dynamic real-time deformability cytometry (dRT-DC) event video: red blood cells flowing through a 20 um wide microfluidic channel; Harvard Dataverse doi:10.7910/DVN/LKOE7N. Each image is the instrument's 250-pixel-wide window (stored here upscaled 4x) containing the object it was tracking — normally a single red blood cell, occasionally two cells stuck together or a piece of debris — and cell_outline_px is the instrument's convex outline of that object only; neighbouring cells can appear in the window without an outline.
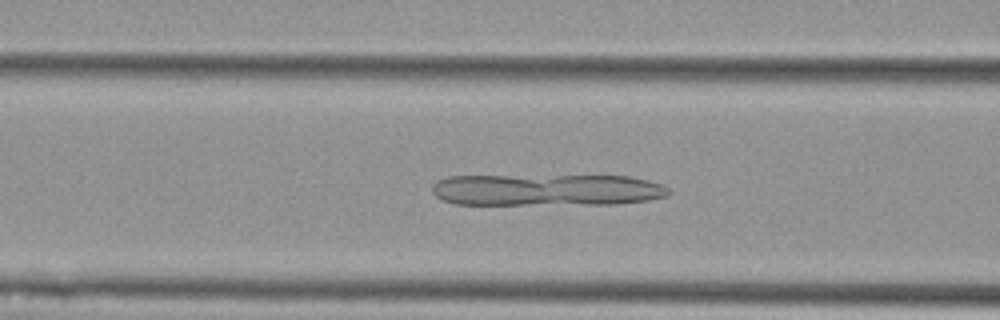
{"species": "Egyptian fruit bat (a non-hibernating species)", "species_latin": "Rousettus aegyptiacus", "temperature_condition": "cold", "stored_images_in_passage": 38, "camera_frame_rate_fps": 3000, "um_per_image_px": 0.085, "animal": {"sex": "female"}, "frame": {"image": 1, "passage_image": 16, "time_ms": 5.0, "image_size_px": [1000, 320], "cell_outline_px": [[668, 196], [648, 200], [616, 204], [456, 204], [440, 200], [432, 192], [432, 184], [436, 180], [448, 176], [628, 176], [648, 180], [660, 184], [668, 188]], "centroid_in_image_um": [46.43, 16.14], "position_along_channel_um": 120.2, "area_um2": 43.99}}
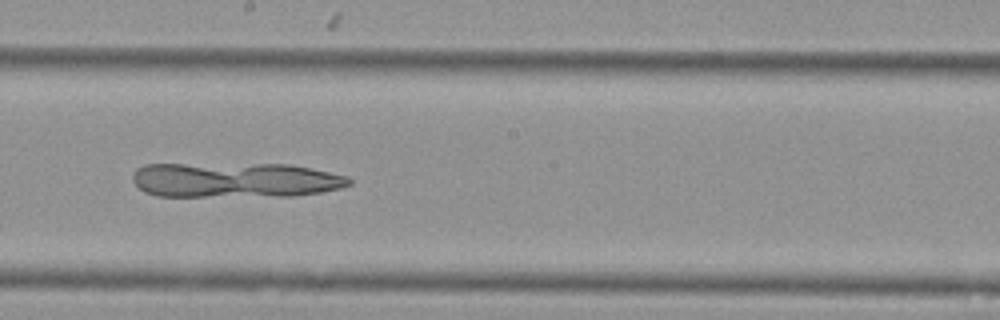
{"frame": {"image": 2, "passage_image": 25, "time_ms": 8.0, "image_size_px": [1000, 320], "cell_outline_px": [[352, 184], [340, 188], [320, 192], [292, 196], [156, 196], [144, 192], [132, 180], [132, 176], [136, 168], [144, 164], [288, 164], [348, 176], [352, 180]], "centroid_in_image_um": [19.96, 15.3], "position_along_channel_um": 228.2, "area_um2": 44.33}}
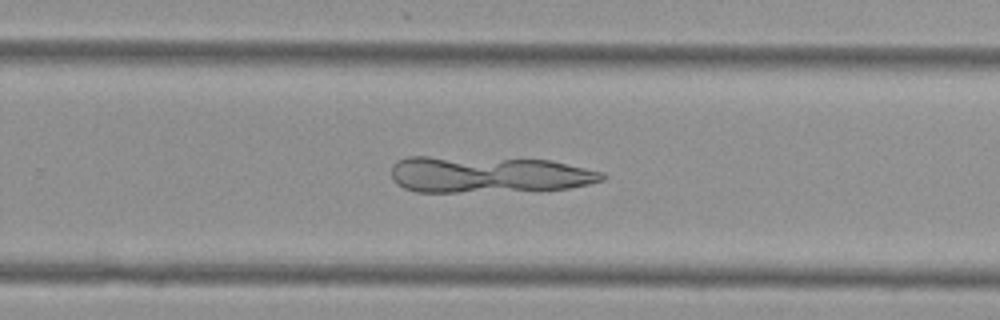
{"frame": {"image": 3, "passage_image": 30, "time_ms": 9.667, "image_size_px": [1000, 320], "cell_outline_px": [[604, 180], [588, 184], [568, 188], [540, 192], [416, 192], [404, 188], [396, 184], [392, 180], [392, 164], [396, 160], [408, 156], [428, 156], [552, 160], [604, 172]], "centroid_in_image_um": [41.52, 14.86], "position_along_channel_um": 288.3, "area_um2": 46.01}}